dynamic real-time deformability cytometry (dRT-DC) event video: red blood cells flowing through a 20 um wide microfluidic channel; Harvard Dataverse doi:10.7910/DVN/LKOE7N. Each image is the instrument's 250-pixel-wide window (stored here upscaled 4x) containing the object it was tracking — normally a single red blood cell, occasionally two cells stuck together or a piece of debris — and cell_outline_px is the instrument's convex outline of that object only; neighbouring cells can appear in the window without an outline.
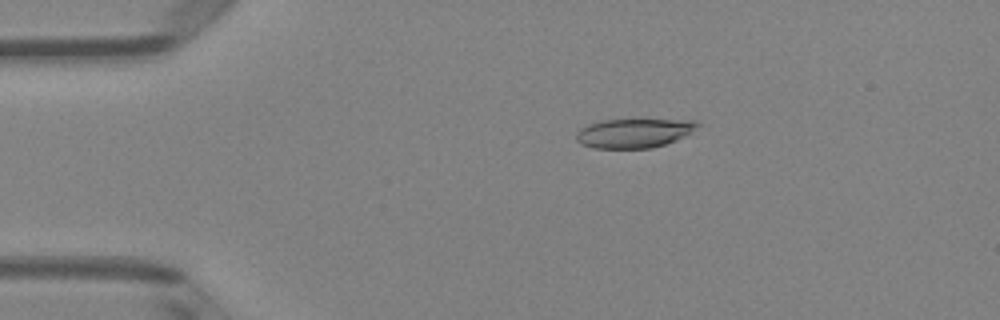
{"species": "Egyptian fruit bat (a non-hibernating species)", "species_latin": "Rousettus aegyptiacus", "temperature_condition": "room temperature", "stored_images_in_passage": 50, "camera_frame_rate_fps": 3000, "um_per_image_px": 0.085, "animal": {"sex": "female"}, "frame": {"image": 1, "passage_image": 10, "time_ms": 3.0, "image_size_px": [1000, 320], "cell_outline_px": [[704, 124], [684, 136], [676, 140], [652, 148], [592, 148], [580, 144], [576, 140], [576, 132], [580, 128], [588, 124], [600, 120], [696, 120]], "centroid_in_image_um": [53.88, 11.31], "position_along_channel_um": 31.1, "area_um2": 20.75}}
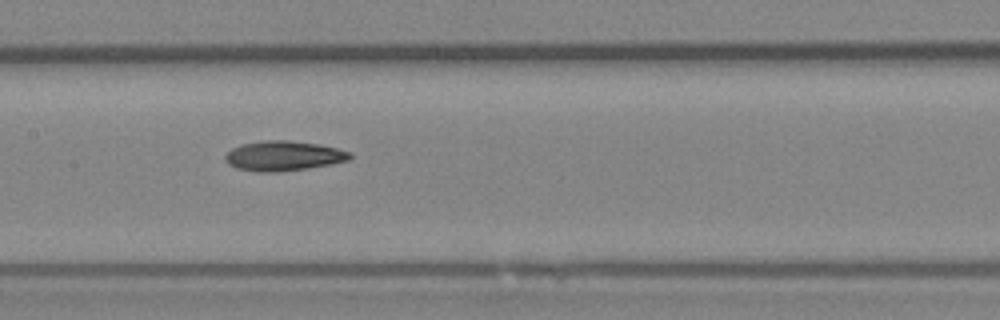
{"frame": {"image": 2, "passage_image": 25, "time_ms": 8.0, "image_size_px": [1000, 320], "cell_outline_px": [[352, 156], [348, 160], [332, 164], [308, 168], [276, 172], [256, 172], [236, 168], [228, 164], [224, 160], [224, 156], [232, 148], [240, 144], [264, 140], [288, 140], [320, 144], [352, 152]], "centroid_in_image_um": [24.08, 13.25], "position_along_channel_um": 183.3, "area_um2": 21.91}}
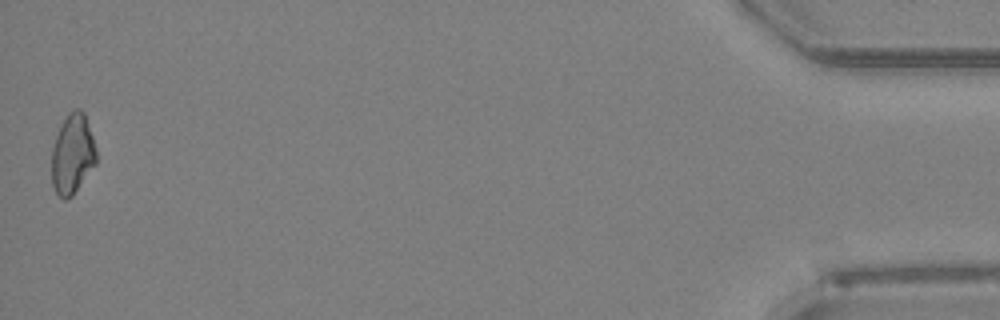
{"frame": {"image": 3, "passage_image": 50, "time_ms": 16.333, "image_size_px": [1000, 320], "cell_outline_px": [[96, 164], [72, 196], [68, 200], [64, 200], [56, 192], [52, 184], [52, 148], [56, 136], [68, 112], [76, 108], [80, 108], [84, 112], [96, 148]], "centroid_in_image_um": [6.17, 13.11], "position_along_channel_um": 429.0, "area_um2": 20.69}, "authors_computed_cell_mechanics": {"area_um2": 21.1259, "velocity_mm_per_s": 4.0712, "shape_relaxation_time_tau1_ms": null, "shape_relaxation_time_tau2_ms": 10.3698, "deformation_change_tau1": null, "deformation_change_tau2": 0.2356}}